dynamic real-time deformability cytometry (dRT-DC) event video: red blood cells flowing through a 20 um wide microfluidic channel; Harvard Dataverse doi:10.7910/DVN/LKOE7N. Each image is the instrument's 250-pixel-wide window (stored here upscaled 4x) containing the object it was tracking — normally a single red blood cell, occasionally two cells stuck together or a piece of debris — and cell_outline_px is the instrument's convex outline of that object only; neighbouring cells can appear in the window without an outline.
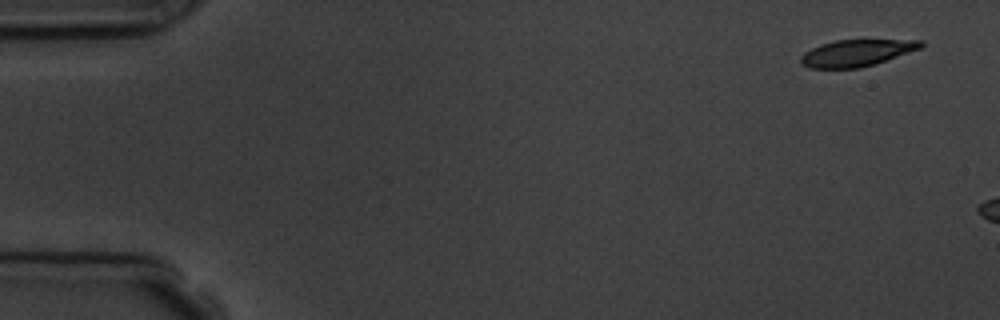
{"species": "common noctule bat (a hibernating species)", "species_latin": "Nyctalus noctula", "temperature_condition": "room temperature", "stored_images_in_passage": 3, "camera_frame_rate_fps": 3000, "um_per_image_px": 0.085, "animal": {"sex": "male", "body_mass_g": 19.5, "forearm_length_mm": 54.6}, "frame": {"image": 1, "passage_image": 1, "time_ms": 0.0, "image_size_px": [1000, 320], "cell_outline_px": [[924, 44], [920, 48], [876, 64], [860, 68], [808, 68], [800, 64], [800, 56], [804, 52], [820, 44], [836, 40], [924, 40]], "centroid_in_image_um": [72.78, 4.51], "position_along_channel_um": 12.2, "area_um2": 18.73}}